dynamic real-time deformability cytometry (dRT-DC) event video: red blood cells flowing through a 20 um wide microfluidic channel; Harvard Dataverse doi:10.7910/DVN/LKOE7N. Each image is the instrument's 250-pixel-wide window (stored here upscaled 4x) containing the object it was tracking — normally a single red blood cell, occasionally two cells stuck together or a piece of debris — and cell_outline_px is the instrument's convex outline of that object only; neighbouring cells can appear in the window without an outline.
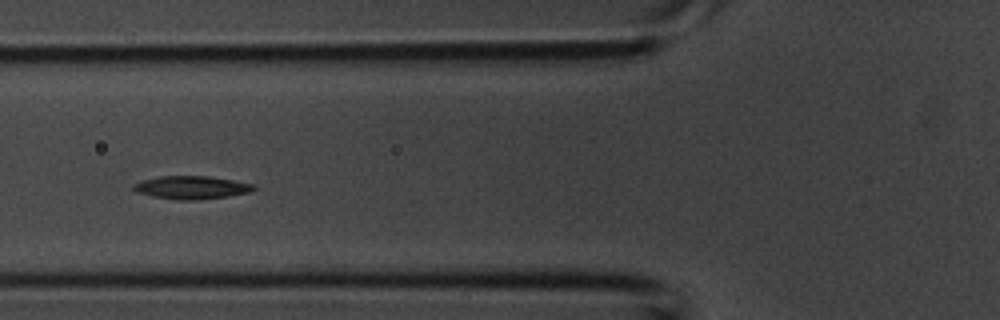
{"species": "common noctule bat (a hibernating species)", "species_latin": "Nyctalus noctula", "temperature_condition": "room temperature", "stored_images_in_passage": 35, "camera_frame_rate_fps": 3000, "um_per_image_px": 0.085, "animal": {"sex": "male", "body_mass_g": 20.1, "forearm_length_mm": 53.5}, "frame": {"image": 1, "passage_image": 11, "time_ms": 3.333, "image_size_px": [1000, 320], "cell_outline_px": [[256, 188], [248, 192], [228, 196], [196, 200], [176, 200], [152, 196], [136, 192], [132, 188], [132, 184], [144, 180], [160, 176], [208, 176], [232, 180], [252, 184]], "centroid_in_image_um": [16.23, 15.94], "position_along_channel_um": 109.6, "area_um2": 16.01}}
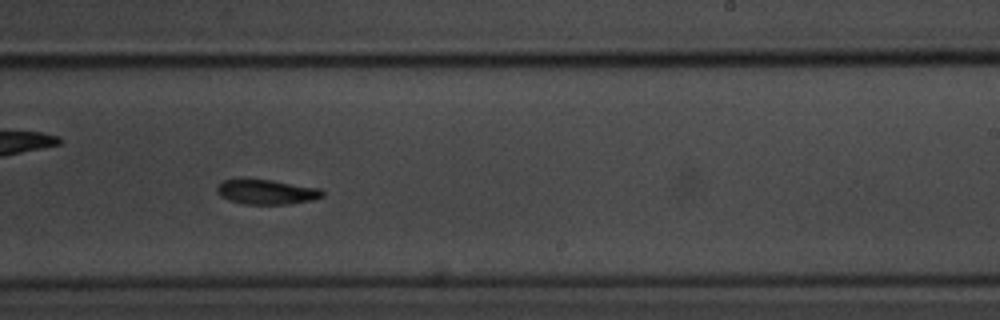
{"frame": {"image": 2, "passage_image": 20, "time_ms": 6.333, "image_size_px": [1000, 320], "cell_outline_px": [[324, 196], [312, 200], [288, 204], [244, 204], [228, 200], [220, 196], [216, 192], [216, 188], [224, 180], [244, 176], [272, 180], [320, 188], [324, 192]], "centroid_in_image_um": [22.61, 16.28], "position_along_channel_um": 266.4, "area_um2": 15.78}}
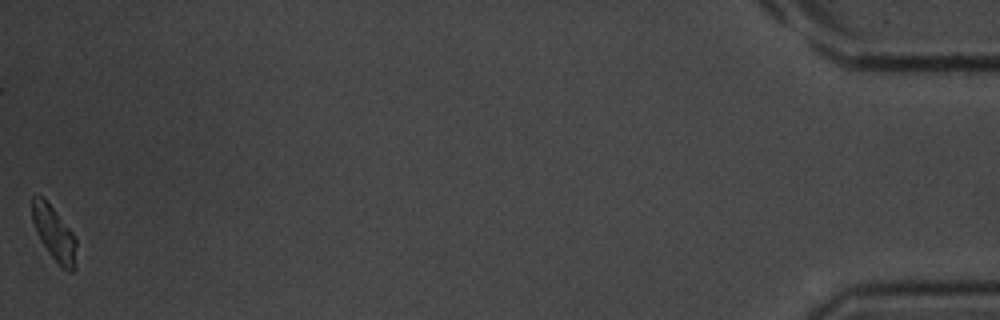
{"frame": {"image": 3, "passage_image": 35, "time_ms": 11.333, "image_size_px": [1000, 320], "cell_outline_px": [[76, 272], [68, 272], [48, 252], [40, 240], [36, 232], [32, 220], [32, 196], [40, 196], [52, 208], [72, 232], [76, 240]], "centroid_in_image_um": [4.62, 19.9], "position_along_channel_um": 430.6, "area_um2": 13.7}}